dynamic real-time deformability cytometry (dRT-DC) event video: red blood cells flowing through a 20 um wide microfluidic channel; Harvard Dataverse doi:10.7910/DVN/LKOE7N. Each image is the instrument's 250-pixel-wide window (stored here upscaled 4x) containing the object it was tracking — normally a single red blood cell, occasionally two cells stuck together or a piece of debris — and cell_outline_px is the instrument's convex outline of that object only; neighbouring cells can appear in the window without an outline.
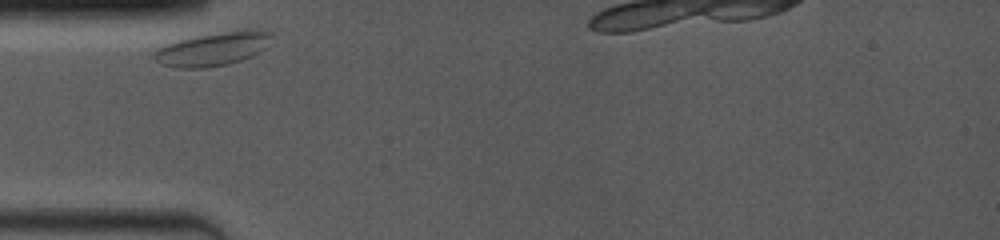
{"species": "common noctule bat (a hibernating species)", "species_latin": "Nyctalus noctula", "temperature_condition": "room temperature", "stored_images_in_passage": 17, "camera_frame_rate_fps": 4000, "um_per_image_px": 0.085, "animal": {"sex": "female", "body_mass_g": 19.0, "forearm_length_mm": 53.3}, "frame": {"image": 1, "passage_image": 1, "time_ms": 0.0, "image_size_px": [1000, 240], "cell_outline_px": [[272, 32], [268, 48], [252, 56], [228, 64], [204, 68], [176, 68], [160, 64], [152, 56], [156, 48], [164, 44], [196, 36], [224, 32], [256, 28]], "centroid_in_image_um": [18.11, 4.16], "position_along_channel_um": 66.9, "area_um2": 23.18}}
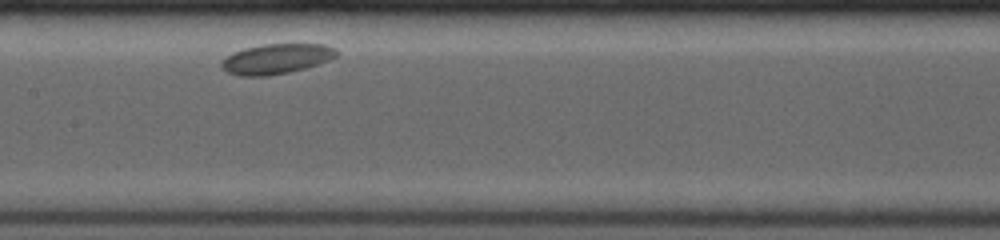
{"frame": {"image": 2, "passage_image": 10, "time_ms": 3.5, "image_size_px": [1000, 240], "cell_outline_px": [[340, 52], [336, 56], [328, 60], [304, 68], [288, 72], [268, 76], [240, 76], [228, 72], [220, 64], [220, 60], [232, 52], [244, 48], [260, 44], [324, 44], [336, 48]], "centroid_in_image_um": [23.47, 4.99], "position_along_channel_um": 183.9, "area_um2": 20.23}}
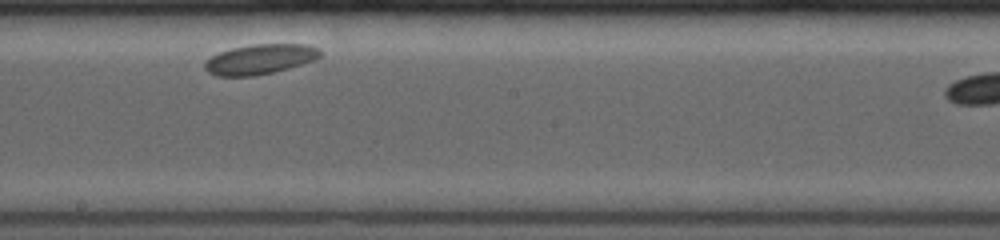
{"frame": {"image": 3, "passage_image": 14, "time_ms": 4.75, "image_size_px": [1000, 240], "cell_outline_px": [[320, 56], [312, 60], [288, 68], [272, 72], [252, 76], [216, 76], [208, 72], [204, 68], [204, 60], [220, 52], [232, 48], [252, 44], [308, 44], [320, 48]], "centroid_in_image_um": [22.06, 5.03], "position_along_channel_um": 226.1, "area_um2": 20.06}}